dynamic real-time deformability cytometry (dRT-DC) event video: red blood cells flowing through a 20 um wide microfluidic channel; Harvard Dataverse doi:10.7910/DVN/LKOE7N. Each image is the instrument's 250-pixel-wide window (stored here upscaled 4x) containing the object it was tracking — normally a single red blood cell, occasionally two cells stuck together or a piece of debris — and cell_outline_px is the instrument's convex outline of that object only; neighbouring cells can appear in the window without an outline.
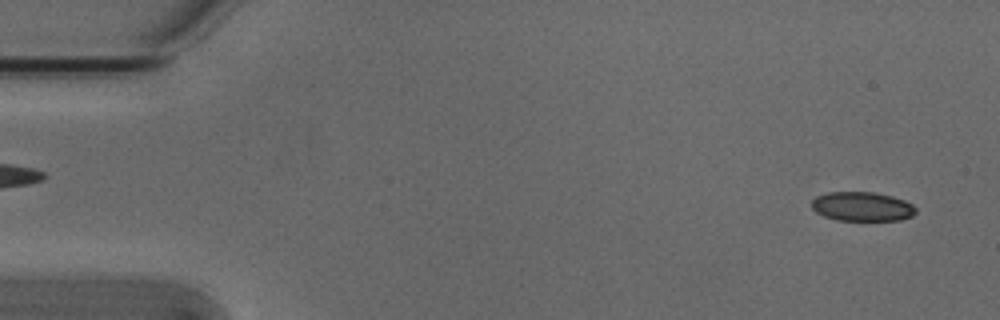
{"species": "Egyptian fruit bat (a non-hibernating species)", "species_latin": "Rousettus aegyptiacus", "temperature_condition": "cold", "stored_images_in_passage": 3, "segment_of_instrument_passage": [2, 2], "camera_frame_rate_fps": 3000, "um_per_image_px": 0.085, "animal": {"sex": "male"}, "frame": {"image": 1, "passage_image": 3, "time_ms": 0.667, "image_size_px": [1000, 320], "cell_outline_px": [[916, 212], [912, 216], [900, 220], [836, 220], [824, 216], [816, 212], [812, 208], [812, 200], [816, 196], [828, 192], [876, 192], [892, 196], [904, 200], [912, 204], [916, 208]], "centroid_in_image_um": [73.28, 17.55], "position_along_channel_um": 11.7, "area_um2": 17.8}}